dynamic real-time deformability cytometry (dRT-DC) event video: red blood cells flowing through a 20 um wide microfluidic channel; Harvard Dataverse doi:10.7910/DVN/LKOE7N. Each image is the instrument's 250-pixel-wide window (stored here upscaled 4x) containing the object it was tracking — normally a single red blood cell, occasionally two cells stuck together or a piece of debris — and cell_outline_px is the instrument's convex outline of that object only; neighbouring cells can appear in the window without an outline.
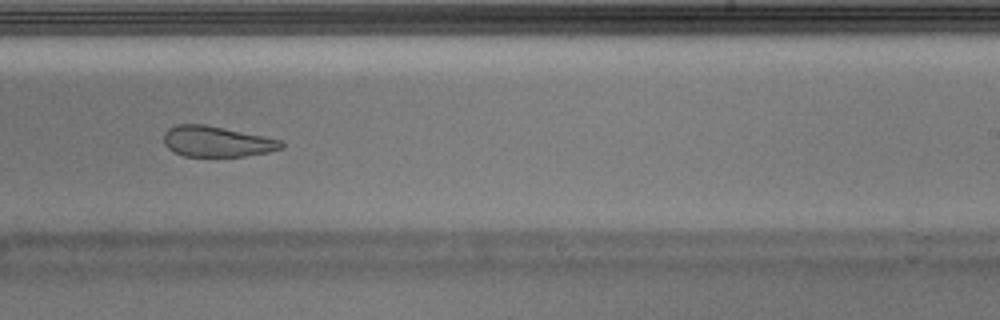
{"species": "Egyptian fruit bat (a non-hibernating species)", "species_latin": "Rousettus aegyptiacus", "temperature_condition": "warm", "stored_images_in_passage": 39, "camera_frame_rate_fps": 3000, "um_per_image_px": 0.085, "animal": {"sex": "male"}, "frame": {"image": 1, "passage_image": 23, "time_ms": 7.333, "image_size_px": [1000, 320], "cell_outline_px": [[284, 148], [268, 152], [244, 156], [184, 156], [168, 148], [164, 144], [164, 132], [168, 128], [176, 124], [204, 124], [264, 136], [280, 140], [284, 144]], "centroid_in_image_um": [18.42, 12.02], "position_along_channel_um": 270.6, "area_um2": 20.92}}